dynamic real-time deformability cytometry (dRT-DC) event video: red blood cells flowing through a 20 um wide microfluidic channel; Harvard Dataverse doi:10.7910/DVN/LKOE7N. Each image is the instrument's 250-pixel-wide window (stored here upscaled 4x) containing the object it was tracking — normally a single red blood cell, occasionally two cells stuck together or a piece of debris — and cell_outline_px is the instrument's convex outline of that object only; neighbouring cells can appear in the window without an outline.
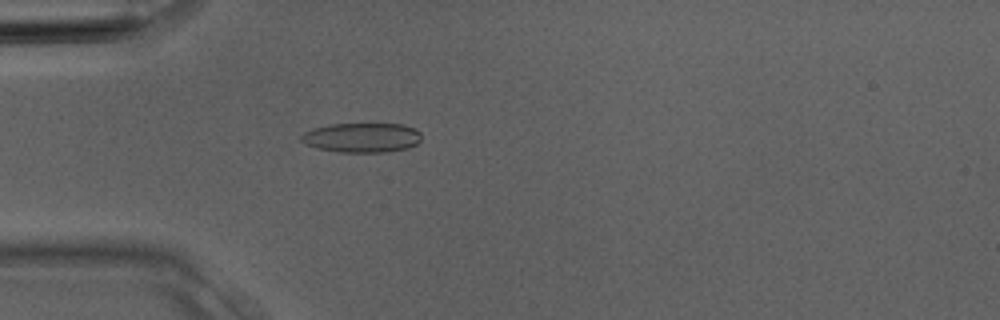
{"species": "Egyptian fruit bat (a non-hibernating species)", "species_latin": "Rousettus aegyptiacus", "temperature_condition": "room temperature", "stored_images_in_passage": 3, "camera_frame_rate_fps": 3000, "um_per_image_px": 0.085, "animal": {"sex": "male"}, "frame": {"image": 1, "passage_image": 3, "time_ms": 0.667, "image_size_px": [1000, 320], "cell_outline_px": [[420, 140], [416, 144], [408, 148], [384, 152], [340, 152], [316, 148], [304, 144], [300, 140], [300, 136], [304, 132], [312, 128], [328, 124], [400, 124], [412, 128], [420, 132]], "centroid_in_image_um": [30.7, 11.7], "position_along_channel_um": 54.3, "area_um2": 20.75}}